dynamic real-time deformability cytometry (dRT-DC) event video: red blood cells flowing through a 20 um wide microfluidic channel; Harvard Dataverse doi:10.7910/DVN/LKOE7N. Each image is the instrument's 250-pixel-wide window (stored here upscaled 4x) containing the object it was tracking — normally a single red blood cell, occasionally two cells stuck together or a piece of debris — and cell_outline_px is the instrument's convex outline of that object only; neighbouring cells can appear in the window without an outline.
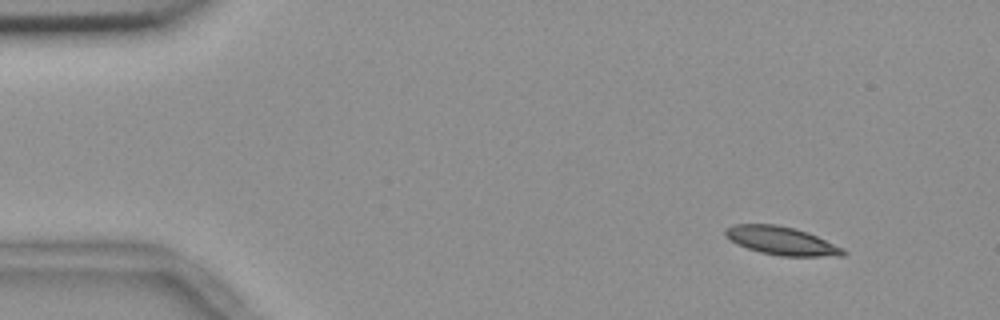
{"species": "common noctule bat (a hibernating species)", "species_latin": "Nyctalus noctula", "temperature_condition": "room temperature", "stored_images_in_passage": 51, "camera_frame_rate_fps": 3000, "um_per_image_px": 0.085, "animal": {"sex": "female", "body_mass_g": 18.4}, "frame": {"image": 1, "passage_image": 1, "time_ms": 0.0, "image_size_px": [1000, 320], "cell_outline_px": [[848, 252], [844, 256], [780, 256], [760, 252], [736, 244], [724, 236], [724, 228], [732, 224], [776, 224], [796, 228], [808, 232], [844, 248]], "centroid_in_image_um": [66.42, 20.46], "position_along_channel_um": 18.6, "area_um2": 19.71}}
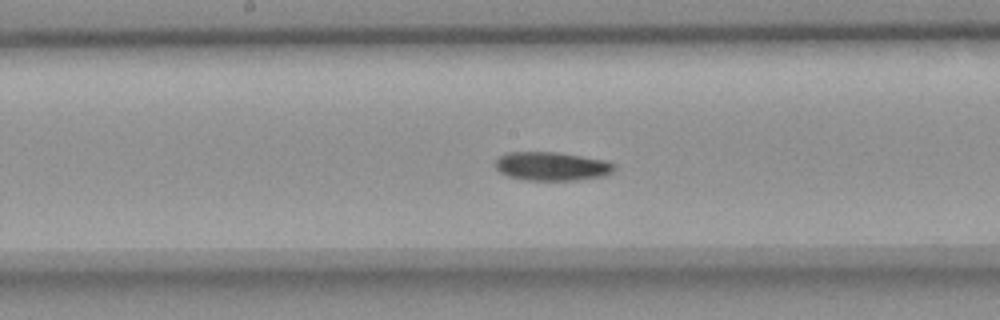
{"frame": {"image": 2, "passage_image": 24, "time_ms": 7.667, "image_size_px": [1000, 320], "cell_outline_px": [[616, 168], [612, 172], [604, 176], [576, 180], [524, 180], [508, 176], [500, 172], [496, 168], [496, 160], [500, 156], [508, 152], [556, 152], [604, 160], [616, 164]], "centroid_in_image_um": [46.91, 14.14], "position_along_channel_um": 201.3, "area_um2": 19.83}}
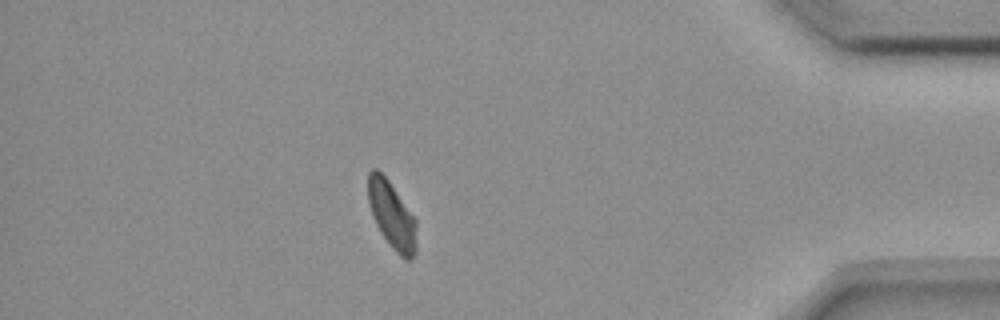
{"frame": {"image": 3, "passage_image": 44, "time_ms": 14.333, "image_size_px": [1000, 320], "cell_outline_px": [[416, 252], [408, 260], [404, 260], [392, 248], [380, 232], [372, 216], [368, 204], [368, 172], [372, 168], [376, 168], [388, 180], [416, 220]], "centroid_in_image_um": [33.29, 18.3], "position_along_channel_um": 401.9, "area_um2": 18.84}, "authors_computed_cell_mechanics": {"area_um2": 19.7098, "velocity_mm_per_s": 3.6322, "shape_relaxation_time_tau1_ms": 4.9728, "shape_relaxation_time_tau2_ms": null, "deformation_change_tau1": 0.116, "deformation_change_tau2": null}}